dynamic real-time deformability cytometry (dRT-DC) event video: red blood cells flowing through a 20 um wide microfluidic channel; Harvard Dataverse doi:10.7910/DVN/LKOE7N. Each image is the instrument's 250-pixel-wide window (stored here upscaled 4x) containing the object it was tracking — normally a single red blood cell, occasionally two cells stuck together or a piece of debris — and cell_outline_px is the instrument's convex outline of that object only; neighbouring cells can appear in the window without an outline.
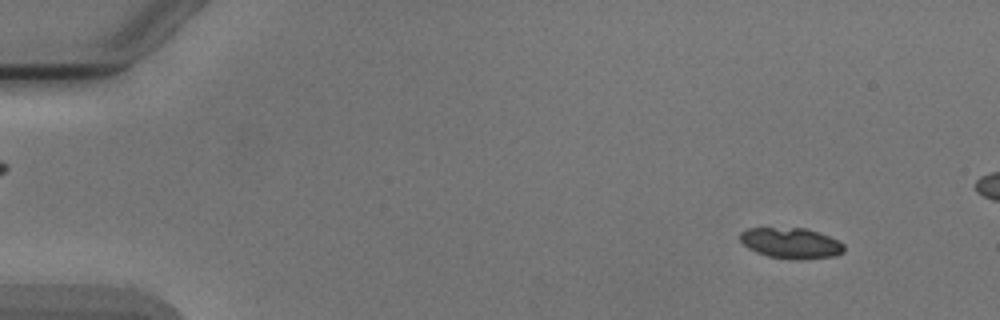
{"species": "Egyptian fruit bat (a non-hibernating species)", "species_latin": "Rousettus aegyptiacus", "temperature_condition": "cold", "stored_images_in_passage": 5, "camera_frame_rate_fps": 3000, "um_per_image_px": 0.085, "animal": {"sex": "male"}, "frame": {"image": 1, "passage_image": 1, "time_ms": 0.0, "image_size_px": [1000, 320], "cell_outline_px": [[844, 252], [836, 256], [804, 260], [792, 260], [768, 256], [756, 252], [748, 248], [740, 240], [740, 232], [748, 228], [804, 228], [820, 232], [844, 244]], "centroid_in_image_um": [67.25, 20.68], "position_along_channel_um": 17.8, "area_um2": 18.79}}